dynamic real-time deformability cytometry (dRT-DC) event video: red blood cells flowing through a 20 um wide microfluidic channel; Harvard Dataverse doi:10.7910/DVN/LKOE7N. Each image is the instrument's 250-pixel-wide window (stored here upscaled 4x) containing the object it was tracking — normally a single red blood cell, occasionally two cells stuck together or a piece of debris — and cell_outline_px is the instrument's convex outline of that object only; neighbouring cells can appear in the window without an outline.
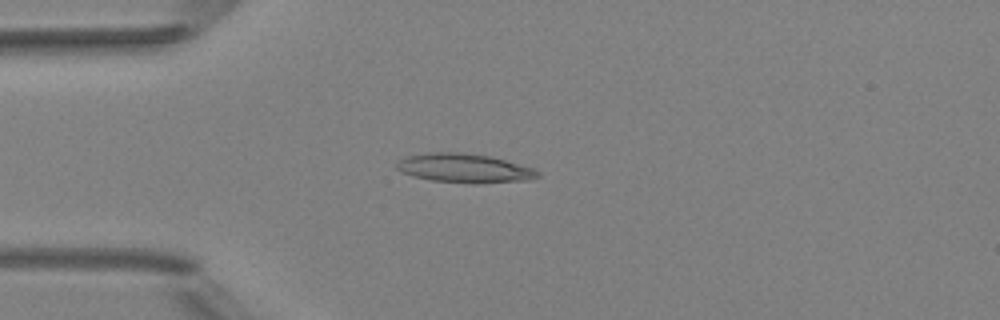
{"species": "Egyptian fruit bat (a non-hibernating species)", "species_latin": "Rousettus aegyptiacus", "temperature_condition": "room temperature", "stored_images_in_passage": 4, "camera_frame_rate_fps": 3000, "um_per_image_px": 0.085, "animal": {"sex": "female"}, "frame": {"image": 1, "passage_image": 3, "time_ms": 2.333, "image_size_px": [1000, 320], "cell_outline_px": [[540, 176], [532, 180], [476, 184], [472, 184], [432, 180], [412, 176], [400, 172], [396, 168], [396, 160], [404, 156], [428, 152], [464, 152], [492, 156], [536, 168], [540, 172]], "centroid_in_image_um": [39.49, 14.29], "position_along_channel_um": 45.5, "area_um2": 24.62}}